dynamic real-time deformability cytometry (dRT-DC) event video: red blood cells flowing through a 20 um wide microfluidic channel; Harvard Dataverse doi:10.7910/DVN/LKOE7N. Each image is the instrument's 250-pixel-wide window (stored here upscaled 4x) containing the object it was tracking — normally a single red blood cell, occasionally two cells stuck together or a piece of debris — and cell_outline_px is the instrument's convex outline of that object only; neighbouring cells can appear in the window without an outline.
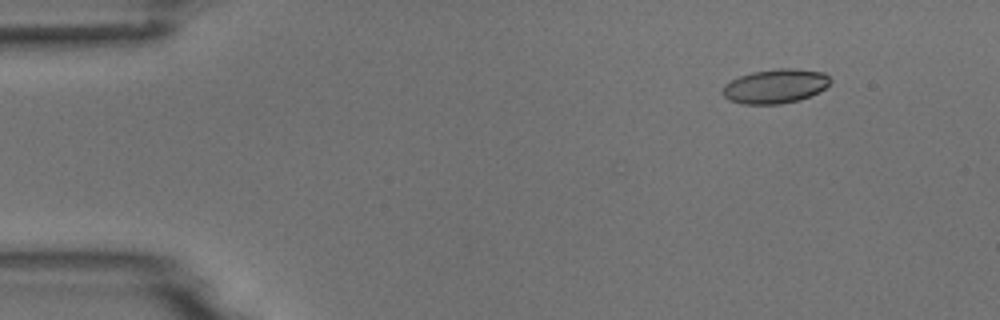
{"species": "common noctule bat (a hibernating species)", "species_latin": "Nyctalus noctula", "temperature_condition": "room temperature", "stored_images_in_passage": 5, "camera_frame_rate_fps": 3000, "um_per_image_px": 0.085, "animal": {"sex": "male", "body_mass_g": 18.8}, "frame": {"image": 1, "passage_image": 2, "time_ms": 1.0, "image_size_px": [1000, 320], "cell_outline_px": [[832, 80], [824, 88], [800, 100], [780, 104], [744, 104], [728, 100], [720, 92], [724, 84], [740, 76], [752, 72], [780, 68], [792, 68], [824, 72]], "centroid_in_image_um": [65.86, 7.33], "position_along_channel_um": 19.1, "area_um2": 21.44}}
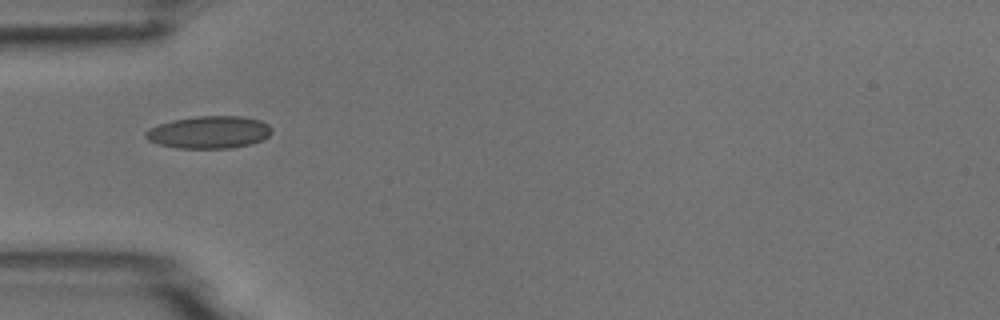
{"frame": {"image": 2, "passage_image": 5, "time_ms": 4.667, "image_size_px": [1000, 320], "cell_outline_px": [[272, 132], [264, 140], [252, 144], [232, 148], [176, 148], [160, 144], [148, 140], [144, 136], [144, 132], [148, 128], [172, 120], [196, 116], [240, 116], [260, 120], [268, 124], [272, 128]], "centroid_in_image_um": [17.79, 11.24], "position_along_channel_um": 67.2, "area_um2": 23.99}}